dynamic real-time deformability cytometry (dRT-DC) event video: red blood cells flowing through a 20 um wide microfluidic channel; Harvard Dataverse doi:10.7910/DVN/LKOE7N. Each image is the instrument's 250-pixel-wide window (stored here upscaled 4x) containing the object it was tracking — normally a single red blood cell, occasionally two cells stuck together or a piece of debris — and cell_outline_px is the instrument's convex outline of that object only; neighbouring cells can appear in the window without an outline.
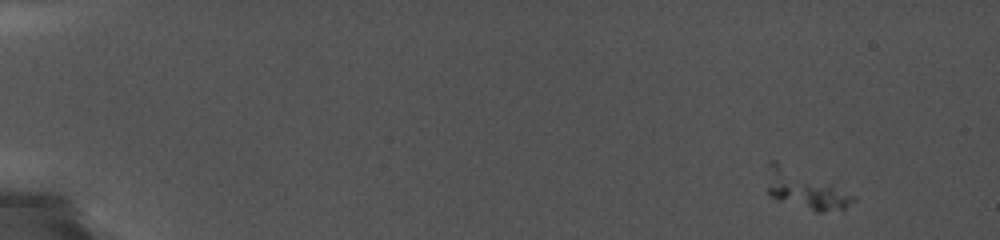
{"species": "common noctule bat (a hibernating species)", "species_latin": "Nyctalus noctula", "temperature_condition": "cold", "stored_images_in_passage": 16, "camera_frame_rate_fps": 5000, "um_per_image_px": 0.085, "animal": {"sex": "female", "body_mass_g": 19.0, "forearm_length_mm": 56.7}, "frame": {"image": 1, "passage_image": 1, "time_ms": 0.0, "image_size_px": [1000, 240], "cell_outline_px": [[856, 200], [844, 208], [820, 212], [816, 212], [776, 200], [768, 196], [768, 188], [772, 160], [776, 160], [856, 196]], "centroid_in_image_um": [68.44, 16.15], "position_along_channel_um": 16.6, "area_um2": 18.67}}